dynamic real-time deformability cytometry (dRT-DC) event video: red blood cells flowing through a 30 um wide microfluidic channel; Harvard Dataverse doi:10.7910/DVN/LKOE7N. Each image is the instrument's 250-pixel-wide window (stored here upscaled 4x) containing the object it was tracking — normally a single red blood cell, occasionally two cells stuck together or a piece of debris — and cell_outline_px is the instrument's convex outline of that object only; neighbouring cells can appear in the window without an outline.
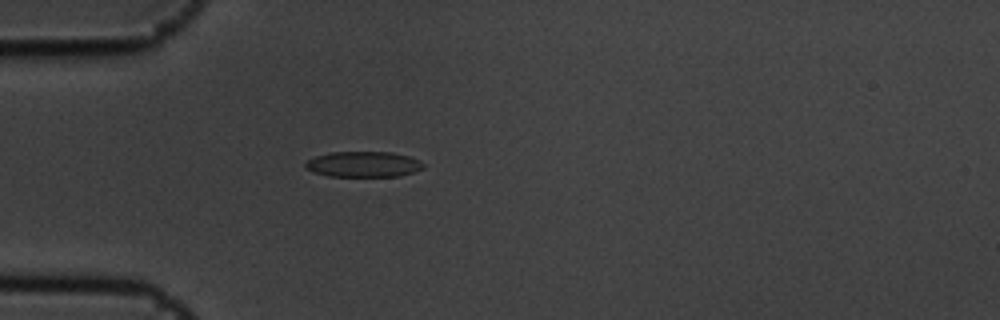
{"species": "common noctule bat (a hibernating species)", "species_latin": "Nyctalus noctula", "temperature_condition": "cold", "stored_images_in_passage": 4, "camera_frame_rate_fps": 3000, "um_per_image_px": 0.085, "animal": {"sex": "male", "body_mass_g": 19.5, "forearm_length_mm": 54.6}, "frame": {"image": 1, "passage_image": 4, "time_ms": 1.0, "image_size_px": [1000, 320], "cell_outline_px": [[424, 168], [400, 176], [328, 176], [312, 172], [304, 168], [304, 164], [308, 160], [316, 156], [332, 152], [392, 152], [408, 156], [420, 160], [424, 164]], "centroid_in_image_um": [30.88, 13.96], "position_along_channel_um": 54.1, "area_um2": 17.63}}